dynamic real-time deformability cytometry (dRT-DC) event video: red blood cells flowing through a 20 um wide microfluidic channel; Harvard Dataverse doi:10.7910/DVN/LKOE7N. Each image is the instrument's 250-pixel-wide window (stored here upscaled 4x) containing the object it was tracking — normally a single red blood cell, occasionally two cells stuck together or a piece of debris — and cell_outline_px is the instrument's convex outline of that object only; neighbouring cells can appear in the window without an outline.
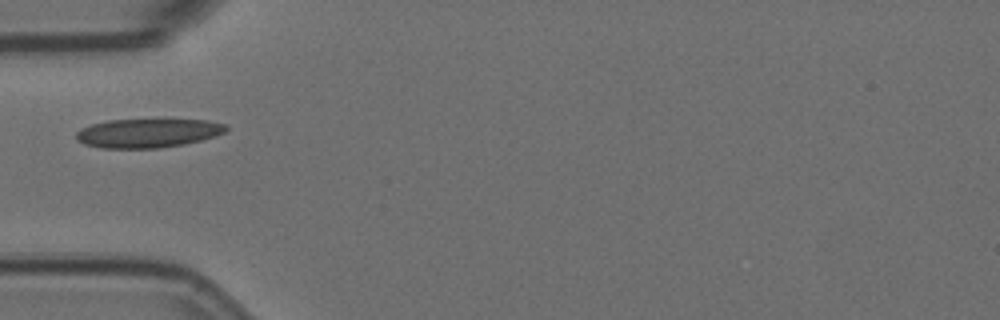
{"species": "Egyptian fruit bat (a non-hibernating species)", "species_latin": "Rousettus aegyptiacus", "temperature_condition": "room temperature", "stored_images_in_passage": 1, "camera_frame_rate_fps": 3000, "um_per_image_px": 0.085, "animal": {"sex": "female"}, "frame": {"image": 1, "passage_image": 1, "time_ms": 0.0, "image_size_px": [1000, 320], "cell_outline_px": [[228, 128], [224, 132], [216, 136], [184, 144], [156, 148], [100, 148], [84, 144], [76, 140], [76, 132], [80, 128], [92, 124], [108, 120], [208, 120], [228, 124]], "centroid_in_image_um": [12.56, 11.31], "position_along_channel_um": 72.4, "area_um2": 25.26}}